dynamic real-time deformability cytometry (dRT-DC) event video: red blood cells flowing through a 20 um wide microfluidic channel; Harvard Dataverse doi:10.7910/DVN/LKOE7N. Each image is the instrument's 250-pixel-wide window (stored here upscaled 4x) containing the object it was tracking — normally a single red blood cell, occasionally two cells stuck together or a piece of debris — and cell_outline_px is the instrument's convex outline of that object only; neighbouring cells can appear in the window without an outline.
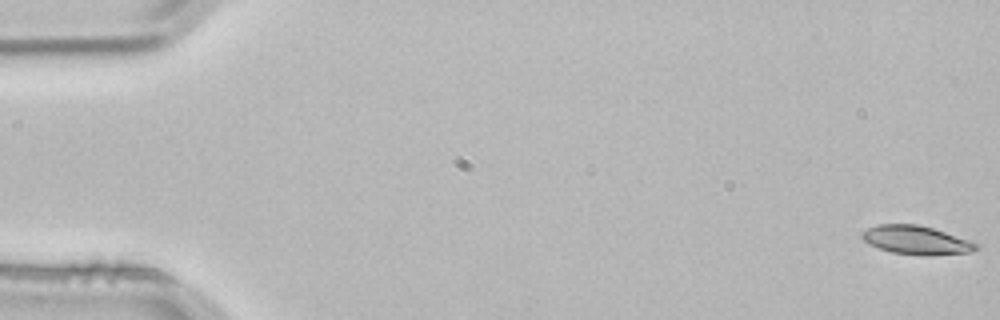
{"species": "common noctule bat (a hibernating species)", "species_latin": "Nyctalus noctula", "temperature_condition": "room temperature", "stored_images_in_passage": 4, "segment_of_instrument_passage": [2, 2], "camera_frame_rate_fps": 3000, "um_per_image_px": 0.085, "animal": {"sex": "male", "body_mass_g": 21.5, "forearm_length_mm": 52.0}, "frame": {"image": 1, "passage_image": 4, "time_ms": 1.0, "image_size_px": [1000, 320], "cell_outline_px": [[976, 248], [972, 252], [932, 256], [920, 256], [892, 252], [868, 244], [860, 236], [860, 232], [868, 228], [880, 224], [916, 224], [932, 228], [968, 240], [976, 244]], "centroid_in_image_um": [77.83, 20.42], "position_along_channel_um": 7.2, "area_um2": 18.96}}